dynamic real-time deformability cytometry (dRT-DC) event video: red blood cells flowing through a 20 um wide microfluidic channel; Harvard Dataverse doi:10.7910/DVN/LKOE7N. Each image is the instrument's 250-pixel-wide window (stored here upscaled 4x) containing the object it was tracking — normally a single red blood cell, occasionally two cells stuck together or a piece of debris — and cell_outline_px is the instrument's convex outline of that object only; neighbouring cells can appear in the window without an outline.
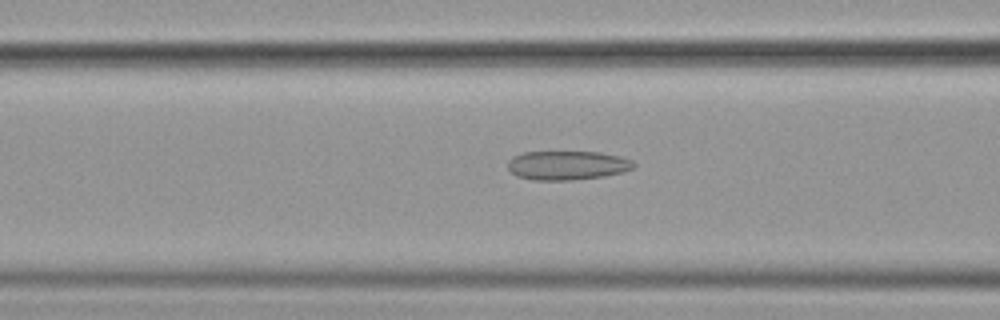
{"species": "common noctule bat (a hibernating species)", "species_latin": "Nyctalus noctula", "temperature_condition": "cold", "stored_images_in_passage": 53, "camera_frame_rate_fps": 3000, "um_per_image_px": 0.085, "animal": {"sex": "female", "body_mass_g": 19.9}, "frame": {"image": 1, "passage_image": 23, "time_ms": 7.333, "image_size_px": [1000, 320], "cell_outline_px": [[636, 164], [632, 168], [620, 172], [604, 176], [572, 180], [532, 180], [516, 176], [508, 168], [508, 160], [512, 156], [524, 152], [600, 152], [620, 156], [632, 160]], "centroid_in_image_um": [48.19, 14.05], "position_along_channel_um": 118.4, "area_um2": 21.33}}
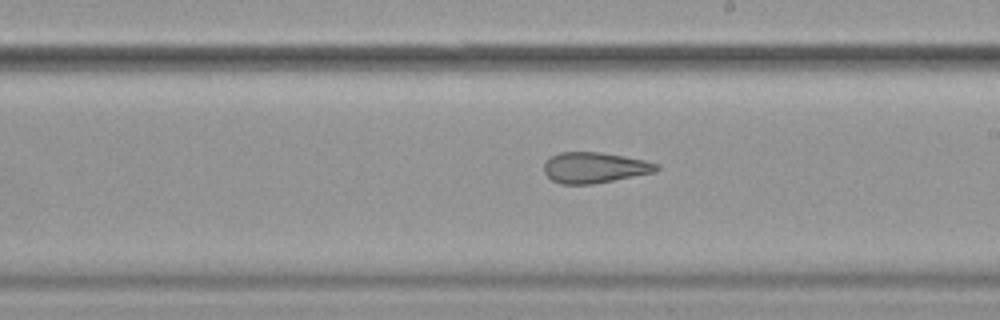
{"frame": {"image": 2, "passage_image": 33, "time_ms": 10.667, "image_size_px": [1000, 320], "cell_outline_px": [[660, 168], [656, 172], [592, 184], [560, 184], [552, 180], [544, 172], [544, 164], [552, 156], [560, 152], [600, 152], [624, 156], [644, 160], [660, 164]], "centroid_in_image_um": [50.56, 14.25], "position_along_channel_um": 238.4, "area_um2": 20.11}}
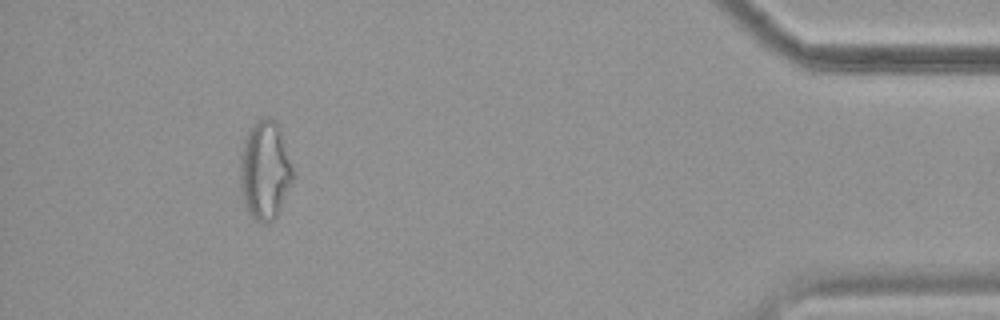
{"frame": {"image": 3, "passage_image": 52, "time_ms": 17.0, "image_size_px": [1000, 320], "cell_outline_px": [[292, 180], [280, 208], [276, 216], [272, 220], [260, 224], [248, 212], [244, 204], [240, 188], [240, 156], [244, 140], [252, 124], [256, 120], [264, 116], [268, 116], [276, 120], [280, 124], [292, 168]], "centroid_in_image_um": [22.5, 14.42], "position_along_channel_um": 412.7, "area_um2": 30.46}}